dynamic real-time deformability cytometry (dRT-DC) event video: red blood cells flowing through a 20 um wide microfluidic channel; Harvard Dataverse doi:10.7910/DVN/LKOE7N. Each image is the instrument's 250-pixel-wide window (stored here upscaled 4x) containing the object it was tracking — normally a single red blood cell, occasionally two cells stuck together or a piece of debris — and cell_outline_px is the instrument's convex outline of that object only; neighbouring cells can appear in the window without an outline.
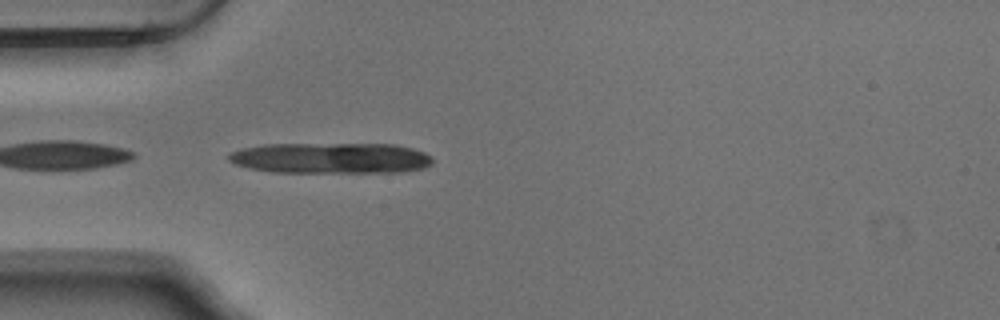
{"species": "Egyptian fruit bat (a non-hibernating species)", "species_latin": "Rousettus aegyptiacus", "temperature_condition": "warm", "stored_images_in_passage": 5, "camera_frame_rate_fps": 3000, "um_per_image_px": 0.085, "animal": {"sex": "male"}, "frame": {"image": 1, "passage_image": 1, "time_ms": 0.0, "image_size_px": [1000, 320], "cell_outline_px": [[432, 164], [424, 168], [400, 172], [272, 172], [248, 168], [236, 164], [228, 160], [228, 156], [232, 152], [240, 148], [264, 144], [396, 144], [412, 148], [424, 152], [432, 156]], "centroid_in_image_um": [28.13, 13.43], "position_along_channel_um": 56.9, "area_um2": 36.82}}
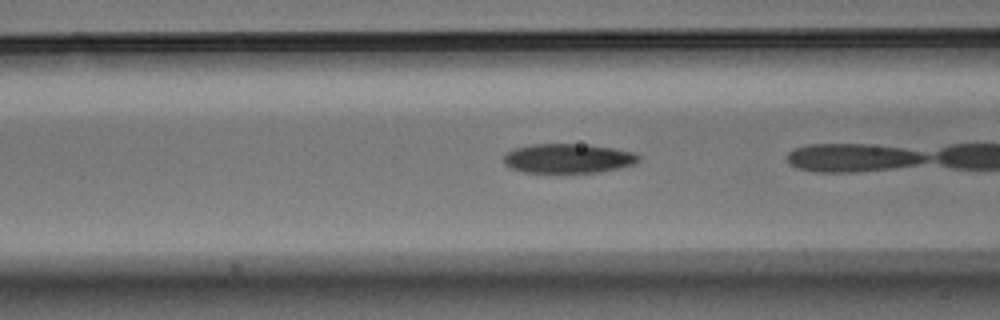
{"frame": {"image": 2, "passage_image": 4, "time_ms": 1.0, "image_size_px": [1000, 320], "cell_outline_px": [[640, 160], [632, 164], [616, 168], [596, 172], [524, 172], [512, 168], [504, 164], [504, 156], [508, 152], [516, 148], [532, 144], [588, 144], [612, 148], [632, 152], [640, 156]], "centroid_in_image_um": [48.27, 13.45], "position_along_channel_um": 118.3, "area_um2": 22.77}}